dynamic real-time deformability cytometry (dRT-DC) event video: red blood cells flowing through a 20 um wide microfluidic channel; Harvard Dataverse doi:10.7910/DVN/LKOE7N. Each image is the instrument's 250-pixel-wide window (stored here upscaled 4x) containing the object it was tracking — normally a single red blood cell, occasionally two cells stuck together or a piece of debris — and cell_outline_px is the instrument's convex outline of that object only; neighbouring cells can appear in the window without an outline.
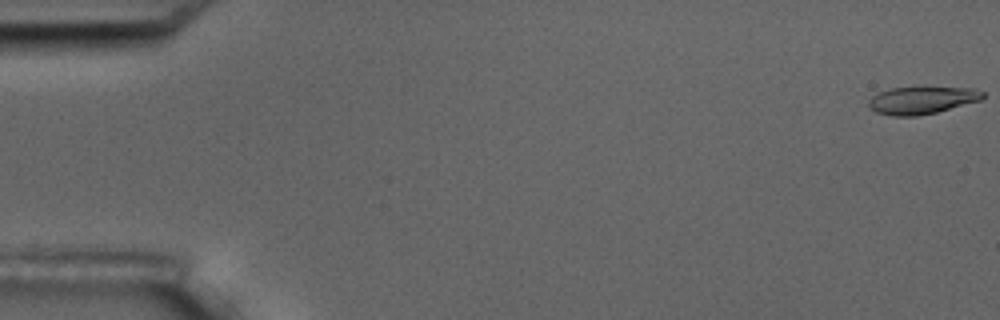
{"species": "common noctule bat (a hibernating species)", "species_latin": "Nyctalus noctula", "temperature_condition": "room temperature", "stored_images_in_passage": 4, "camera_frame_rate_fps": 3000, "um_per_image_px": 0.085, "animal": {"sex": "male", "body_mass_g": 17.5, "forearm_length_mm": 52.3}, "frame": {"image": 1, "passage_image": 1, "time_ms": 0.0, "image_size_px": [1000, 320], "cell_outline_px": [[984, 96], [980, 100], [936, 112], [916, 116], [892, 116], [876, 112], [868, 108], [868, 100], [872, 96], [880, 92], [892, 88], [976, 88], [984, 92]], "centroid_in_image_um": [78.32, 8.53], "position_along_channel_um": 6.7, "area_um2": 17.98}}